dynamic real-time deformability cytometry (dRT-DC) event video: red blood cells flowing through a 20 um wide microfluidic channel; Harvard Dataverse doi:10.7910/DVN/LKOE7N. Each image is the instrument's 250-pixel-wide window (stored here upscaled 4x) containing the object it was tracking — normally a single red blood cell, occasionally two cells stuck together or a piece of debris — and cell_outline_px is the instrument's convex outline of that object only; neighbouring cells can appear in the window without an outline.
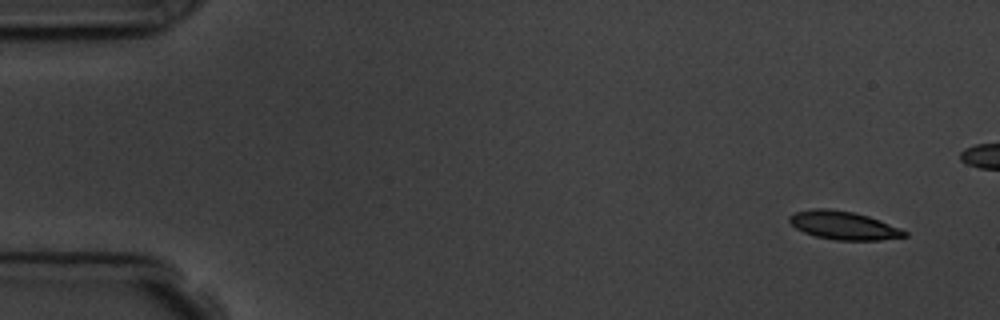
{"species": "common noctule bat (a hibernating species)", "species_latin": "Nyctalus noctula", "temperature_condition": "room temperature", "stored_images_in_passage": 6, "camera_frame_rate_fps": 3000, "um_per_image_px": 0.085, "animal": {"sex": "male", "body_mass_g": 19.5, "forearm_length_mm": 54.6}, "frame": {"image": 1, "passage_image": 1, "time_ms": 0.0, "image_size_px": [1000, 320], "cell_outline_px": [[908, 236], [880, 240], [836, 240], [816, 236], [804, 232], [796, 228], [788, 220], [788, 216], [796, 212], [812, 208], [828, 208], [852, 212], [868, 216], [880, 220], [900, 228], [908, 232]], "centroid_in_image_um": [71.71, 19.15], "position_along_channel_um": 13.3, "area_um2": 18.96}}